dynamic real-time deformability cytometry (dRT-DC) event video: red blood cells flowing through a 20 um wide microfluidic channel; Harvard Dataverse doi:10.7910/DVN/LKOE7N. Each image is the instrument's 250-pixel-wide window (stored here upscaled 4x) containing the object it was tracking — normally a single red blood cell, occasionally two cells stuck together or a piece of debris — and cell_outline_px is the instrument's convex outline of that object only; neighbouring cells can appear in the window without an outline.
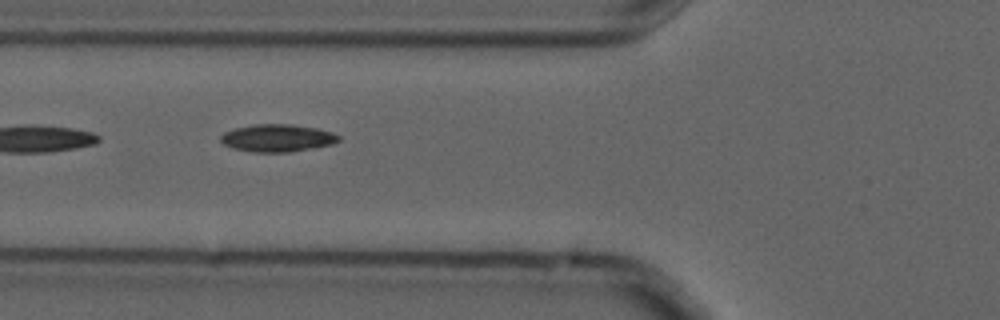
{"species": "common noctule bat (a hibernating species)", "species_latin": "Nyctalus noctula", "temperature_condition": "cold", "stored_images_in_passage": 11, "camera_frame_rate_fps": 3000, "um_per_image_px": 0.085, "animal": {"sex": "male", "forearm_length_mm": 52.5}, "frame": {"image": 1, "passage_image": 2, "time_ms": 0.333, "image_size_px": [1000, 320], "cell_outline_px": [[340, 140], [332, 144], [312, 148], [288, 152], [252, 152], [232, 148], [224, 144], [220, 140], [220, 136], [224, 132], [236, 128], [256, 124], [292, 124], [316, 128], [332, 132], [340, 136]], "centroid_in_image_um": [23.57, 11.73], "position_along_channel_um": 102.2, "area_um2": 18.84}}
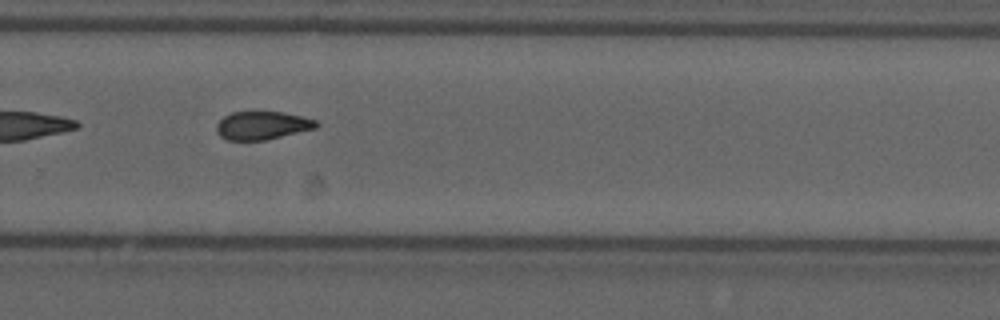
{"frame": {"image": 2, "passage_image": 7, "time_ms": 2.0, "image_size_px": [1000, 320], "cell_outline_px": [[320, 124], [316, 128], [268, 140], [228, 140], [220, 136], [216, 132], [216, 124], [224, 116], [232, 112], [280, 112], [304, 116], [316, 120]], "centroid_in_image_um": [22.31, 10.67], "position_along_channel_um": 307.5, "area_um2": 16.53}}